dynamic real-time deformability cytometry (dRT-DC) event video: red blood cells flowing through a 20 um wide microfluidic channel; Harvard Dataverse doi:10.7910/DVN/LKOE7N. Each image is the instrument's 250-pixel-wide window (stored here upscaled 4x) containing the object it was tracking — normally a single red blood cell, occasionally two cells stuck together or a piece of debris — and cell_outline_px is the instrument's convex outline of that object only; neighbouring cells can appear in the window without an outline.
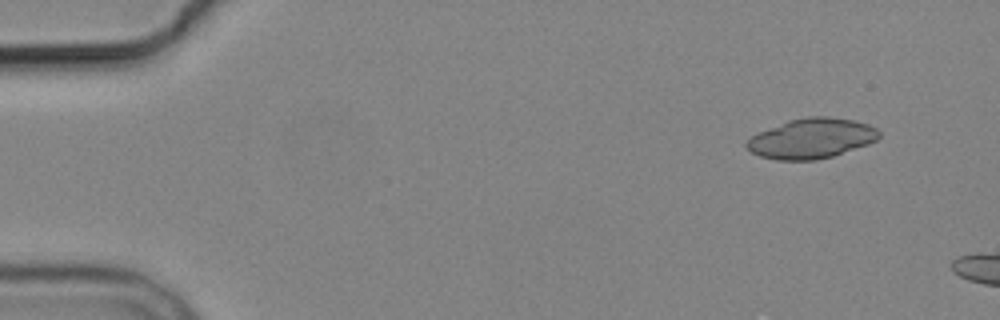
{"species": "common noctule bat (a hibernating species)", "species_latin": "Nyctalus noctula", "temperature_condition": "cold", "stored_images_in_passage": 2, "camera_frame_rate_fps": 3000, "um_per_image_px": 0.085, "animal": {"sex": "male", "body_mass_g": 19.2, "forearm_length_mm": 51.8}, "frame": {"image": 1, "passage_image": 1, "time_ms": 0.0, "image_size_px": [1000, 320], "cell_outline_px": [[880, 136], [876, 140], [868, 144], [832, 156], [816, 160], [776, 160], [760, 156], [752, 152], [744, 144], [752, 136], [760, 132], [788, 120], [808, 116], [828, 116], [852, 120], [868, 124], [876, 128], [880, 132]], "centroid_in_image_um": [68.99, 11.76], "position_along_channel_um": 16.0, "area_um2": 30.69}}